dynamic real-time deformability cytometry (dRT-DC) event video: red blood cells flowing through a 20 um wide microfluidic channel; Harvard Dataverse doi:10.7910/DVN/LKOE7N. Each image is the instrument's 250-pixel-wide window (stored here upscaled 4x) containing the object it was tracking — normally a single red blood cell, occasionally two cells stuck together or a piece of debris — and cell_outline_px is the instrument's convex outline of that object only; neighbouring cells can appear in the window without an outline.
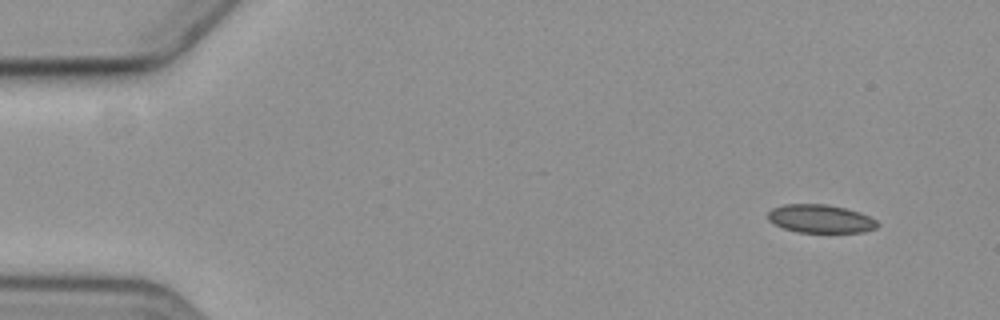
{"species": "common noctule bat (a hibernating species)", "species_latin": "Nyctalus noctula", "temperature_condition": "cold", "stored_images_in_passage": 4, "camera_frame_rate_fps": 3000, "um_per_image_px": 0.085, "animal": {"sex": "female", "body_mass_g": 19.3, "forearm_length_mm": 54.1}, "frame": {"image": 1, "passage_image": 1, "time_ms": 0.0, "image_size_px": [1000, 320], "cell_outline_px": [[880, 224], [876, 228], [864, 232], [796, 232], [784, 228], [768, 220], [768, 212], [772, 208], [784, 204], [824, 204], [844, 208], [860, 212], [876, 220]], "centroid_in_image_um": [69.74, 18.59], "position_along_channel_um": 15.3, "area_um2": 17.98}}